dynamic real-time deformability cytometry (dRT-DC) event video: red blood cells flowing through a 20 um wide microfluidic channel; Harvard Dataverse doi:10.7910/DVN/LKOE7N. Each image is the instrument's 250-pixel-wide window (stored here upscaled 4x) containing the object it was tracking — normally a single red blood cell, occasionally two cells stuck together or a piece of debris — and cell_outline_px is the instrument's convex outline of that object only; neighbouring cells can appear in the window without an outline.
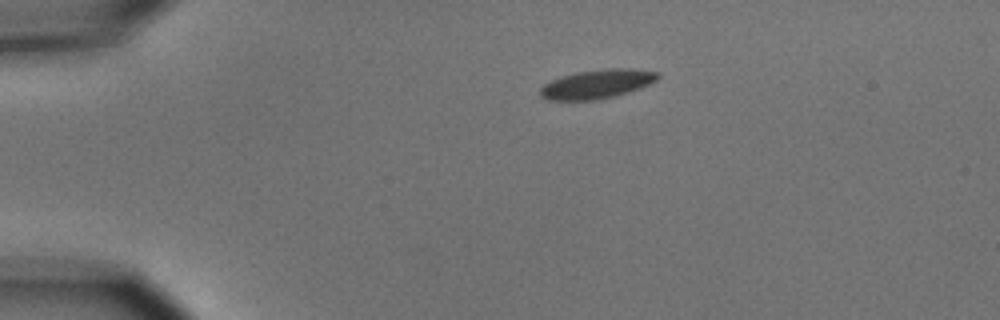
{"species": "common noctule bat (a hibernating species)", "species_latin": "Nyctalus noctula", "temperature_condition": "cold", "stored_images_in_passage": 11, "camera_frame_rate_fps": 3000, "um_per_image_px": 0.085, "animal": {"sex": "male", "body_mass_g": 15.6}, "frame": {"image": 1, "passage_image": 3, "time_ms": 8.0, "image_size_px": [1000, 320], "cell_outline_px": [[660, 76], [656, 80], [640, 88], [628, 92], [612, 96], [592, 100], [548, 100], [540, 96], [540, 88], [544, 84], [560, 76], [576, 72], [608, 68], [632, 68], [660, 72]], "centroid_in_image_um": [50.74, 7.13], "position_along_channel_um": 34.3, "area_um2": 19.83}}
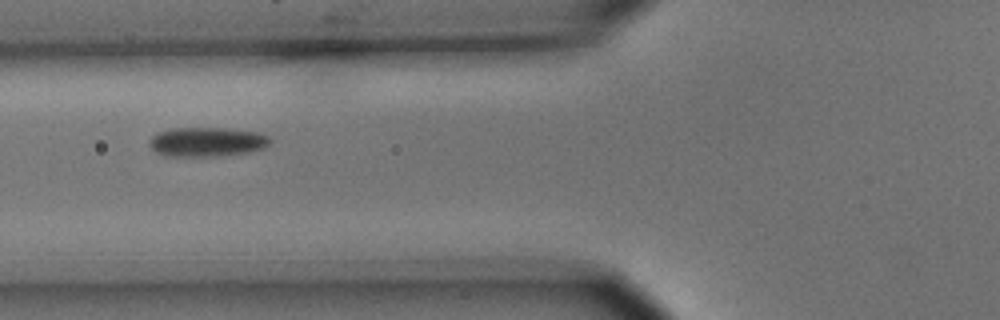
{"frame": {"image": 2, "passage_image": 9, "time_ms": 11.333, "image_size_px": [1000, 320], "cell_outline_px": [[272, 140], [264, 148], [248, 152], [224, 156], [164, 156], [156, 152], [148, 144], [148, 140], [156, 132], [172, 128], [228, 128], [260, 132], [268, 136]], "centroid_in_image_um": [17.58, 12.06], "position_along_channel_um": 108.2, "area_um2": 20.98}}
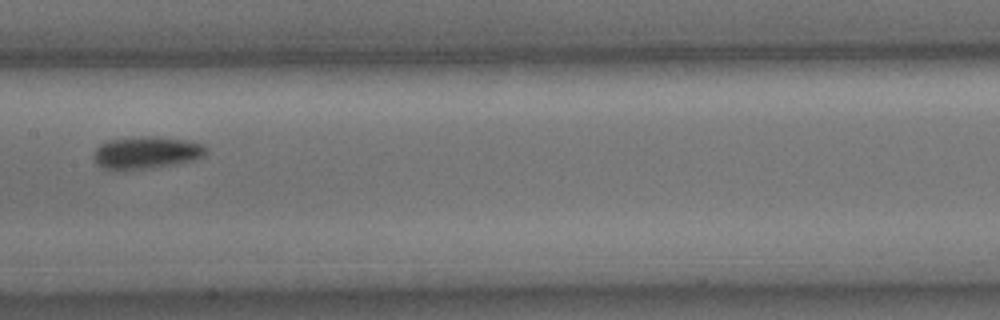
{"frame": {"image": 3, "passage_image": 11, "time_ms": 13.667, "image_size_px": [1000, 320], "cell_outline_px": [[208, 148], [204, 156], [196, 160], [172, 164], [144, 168], [104, 168], [96, 164], [92, 156], [96, 148], [100, 144], [108, 140], [148, 136], [152, 136], [184, 140], [204, 144]], "centroid_in_image_um": [12.46, 12.95], "position_along_channel_um": 194.9, "area_um2": 20.69}}